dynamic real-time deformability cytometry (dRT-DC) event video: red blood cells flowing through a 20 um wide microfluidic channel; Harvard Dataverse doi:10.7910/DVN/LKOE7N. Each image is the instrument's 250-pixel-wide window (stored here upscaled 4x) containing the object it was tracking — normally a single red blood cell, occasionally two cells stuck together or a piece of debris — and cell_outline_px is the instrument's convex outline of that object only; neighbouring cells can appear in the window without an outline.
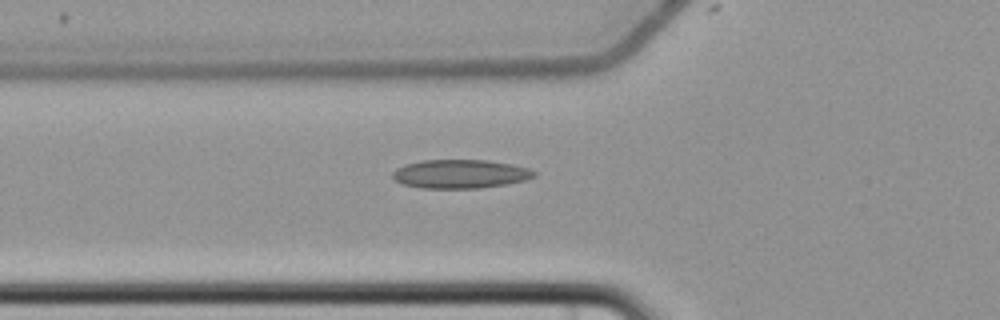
{"species": "common noctule bat (a hibernating species)", "species_latin": "Nyctalus noctula", "temperature_condition": "cold", "stored_images_in_passage": 6, "camera_frame_rate_fps": 3000, "um_per_image_px": 0.085, "animal": {"sex": "female", "body_mass_g": 22.7, "forearm_length_mm": 54.2}, "frame": {"image": 1, "passage_image": 6, "time_ms": 6.333, "image_size_px": [1000, 320], "cell_outline_px": [[536, 176], [524, 180], [504, 184], [480, 188], [420, 188], [400, 184], [392, 176], [392, 172], [396, 168], [404, 164], [424, 160], [488, 160], [528, 168], [536, 172]], "centroid_in_image_um": [39.06, 14.78], "position_along_channel_um": 86.7, "area_um2": 23.64}}